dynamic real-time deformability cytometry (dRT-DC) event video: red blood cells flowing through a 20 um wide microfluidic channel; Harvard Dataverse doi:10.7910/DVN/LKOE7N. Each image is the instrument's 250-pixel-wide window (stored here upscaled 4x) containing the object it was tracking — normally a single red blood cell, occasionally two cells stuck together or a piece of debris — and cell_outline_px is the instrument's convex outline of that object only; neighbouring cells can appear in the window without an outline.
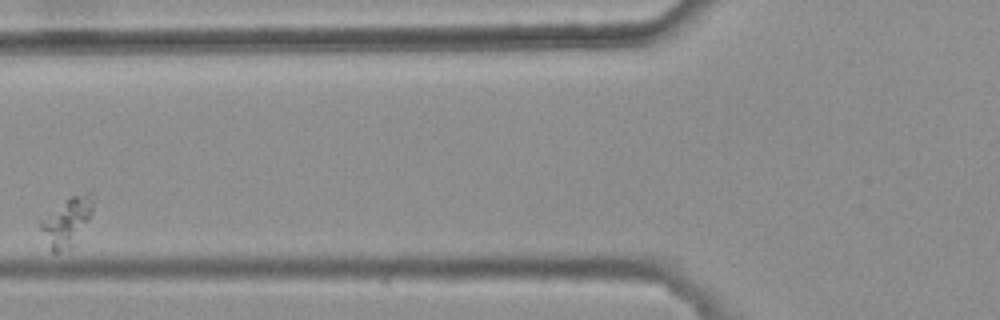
{"species": "common noctule bat (a hibernating species)", "species_latin": "Nyctalus noctula", "temperature_condition": "warm", "stored_images_in_passage": 6, "camera_frame_rate_fps": 3000, "um_per_image_px": 0.085, "animal": {"sex": "female", "body_mass_g": 25.1}, "frame": {"image": 1, "passage_image": 2, "time_ms": 0.333, "image_size_px": [1000, 320], "cell_outline_px": [[96, 200], [92, 212], [72, 248], [60, 252], [52, 252], [40, 228], [40, 224], [68, 196], [88, 192], [92, 192]], "centroid_in_image_um": [5.76, 18.82], "position_along_channel_um": 120.0, "area_um2": 14.51}}
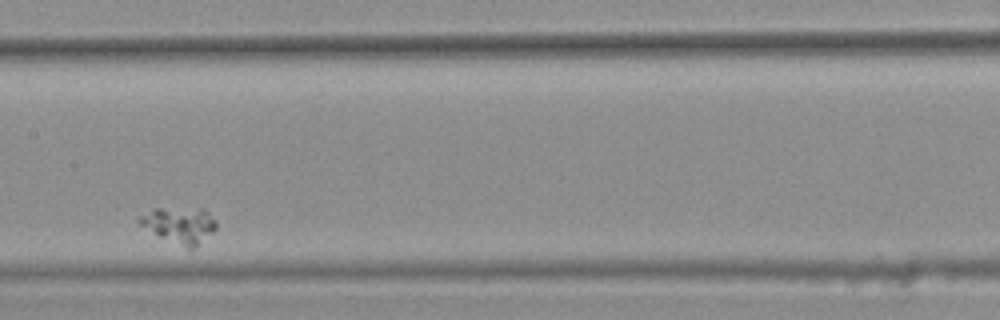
{"frame": {"image": 2, "passage_image": 4, "time_ms": 1.0, "image_size_px": [1000, 320], "cell_outline_px": [[216, 228], [212, 232], [188, 252], [160, 236], [140, 224], [136, 220], [140, 216], [152, 208], [204, 208], [208, 212], [216, 224]], "centroid_in_image_um": [15.25, 19.14], "position_along_channel_um": 192.1, "area_um2": 16.13}}
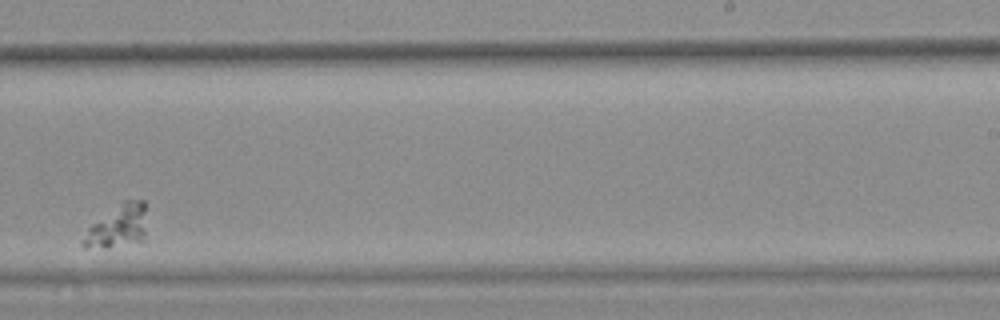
{"frame": {"image": 3, "passage_image": 6, "time_ms": 1.667, "image_size_px": [1000, 320], "cell_outline_px": [[144, 240], [84, 248], [80, 244], [88, 228], [92, 224], [124, 200], [144, 200]], "centroid_in_image_um": [9.99, 19.19], "position_along_channel_um": 279.0, "area_um2": 14.8}}